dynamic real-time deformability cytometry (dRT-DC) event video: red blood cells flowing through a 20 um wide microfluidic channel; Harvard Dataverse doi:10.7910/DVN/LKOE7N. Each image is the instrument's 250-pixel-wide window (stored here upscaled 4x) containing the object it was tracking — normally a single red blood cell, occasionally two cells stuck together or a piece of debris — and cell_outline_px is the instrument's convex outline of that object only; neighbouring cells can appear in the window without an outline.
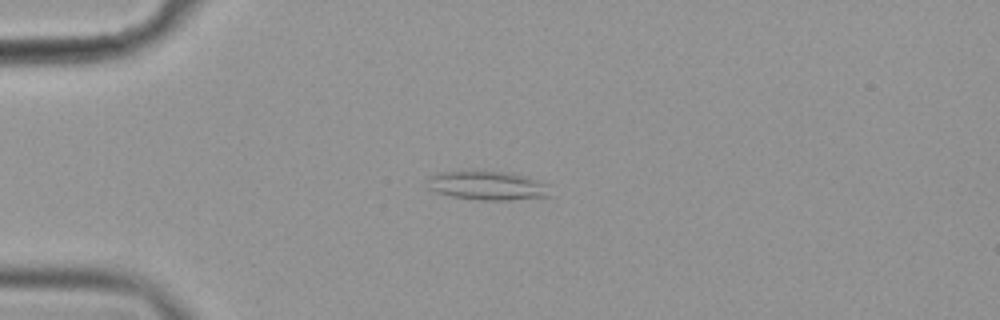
{"species": "common noctule bat (a hibernating species)", "species_latin": "Nyctalus noctula", "temperature_condition": "cold", "stored_images_in_passage": 56, "camera_frame_rate_fps": 3000, "um_per_image_px": 0.085, "animal": {"sex": "female", "body_mass_g": 19.9}, "frame": {"image": 1, "passage_image": 14, "time_ms": 4.333, "image_size_px": [1000, 320], "cell_outline_px": [[552, 196], [508, 200], [480, 200], [452, 196], [436, 192], [428, 188], [428, 176], [436, 172], [472, 168], [512, 172], [528, 176], [548, 184]], "centroid_in_image_um": [41.42, 15.71], "position_along_channel_um": 43.6, "area_um2": 21.85}}
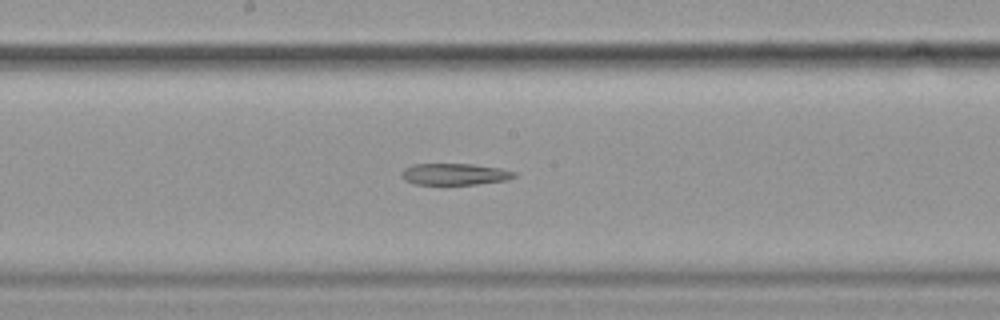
{"frame": {"image": 2, "passage_image": 30, "time_ms": 9.667, "image_size_px": [1000, 320], "cell_outline_px": [[516, 176], [508, 180], [476, 184], [412, 184], [404, 180], [400, 176], [400, 172], [404, 168], [412, 164], [472, 164], [500, 168], [516, 172]], "centroid_in_image_um": [38.61, 14.8], "position_along_channel_um": 209.6, "area_um2": 14.28}}
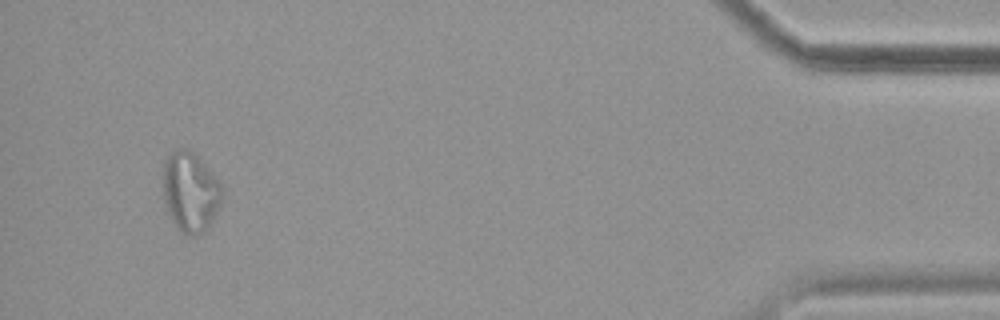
{"frame": {"image": 3, "passage_image": 53, "time_ms": 17.333, "image_size_px": [1000, 320], "cell_outline_px": [[224, 192], [220, 204], [208, 228], [204, 232], [196, 236], [188, 236], [180, 232], [172, 220], [168, 212], [164, 200], [164, 160], [176, 148], [188, 148], [224, 184]], "centroid_in_image_um": [16.21, 16.33], "position_along_channel_um": 419.0, "area_um2": 27.69}}